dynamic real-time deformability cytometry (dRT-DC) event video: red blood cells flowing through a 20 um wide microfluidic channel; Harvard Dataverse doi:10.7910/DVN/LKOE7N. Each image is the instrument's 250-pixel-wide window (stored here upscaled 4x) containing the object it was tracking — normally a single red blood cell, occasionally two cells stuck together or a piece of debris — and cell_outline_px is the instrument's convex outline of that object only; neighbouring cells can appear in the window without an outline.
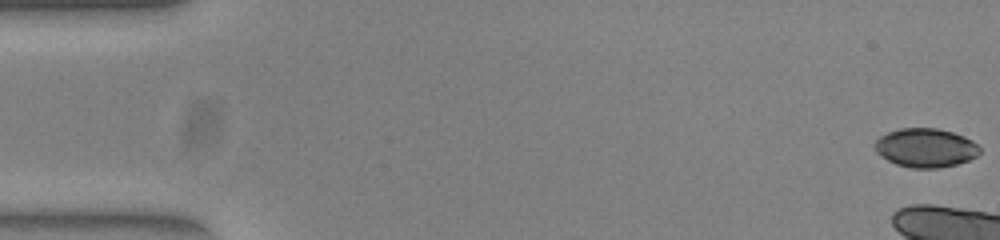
{"species": "common noctule bat (a hibernating species)", "species_latin": "Nyctalus noctula", "temperature_condition": "warm", "stored_images_in_passage": 8, "camera_frame_rate_fps": 3000, "um_per_image_px": 0.085, "animal": {"sex": "female", "body_mass_g": 23.0, "forearm_length_mm": 53.4}, "frame": {"image": 1, "passage_image": 1, "time_ms": 0.0, "image_size_px": [1000, 240], "cell_outline_px": [[980, 152], [976, 156], [968, 160], [956, 164], [936, 168], [912, 168], [896, 164], [880, 156], [876, 152], [872, 144], [880, 136], [888, 132], [900, 128], [936, 128], [952, 132], [964, 136], [972, 140], [980, 148]], "centroid_in_image_um": [78.64, 12.56], "position_along_channel_um": 6.4, "area_um2": 23.81}}